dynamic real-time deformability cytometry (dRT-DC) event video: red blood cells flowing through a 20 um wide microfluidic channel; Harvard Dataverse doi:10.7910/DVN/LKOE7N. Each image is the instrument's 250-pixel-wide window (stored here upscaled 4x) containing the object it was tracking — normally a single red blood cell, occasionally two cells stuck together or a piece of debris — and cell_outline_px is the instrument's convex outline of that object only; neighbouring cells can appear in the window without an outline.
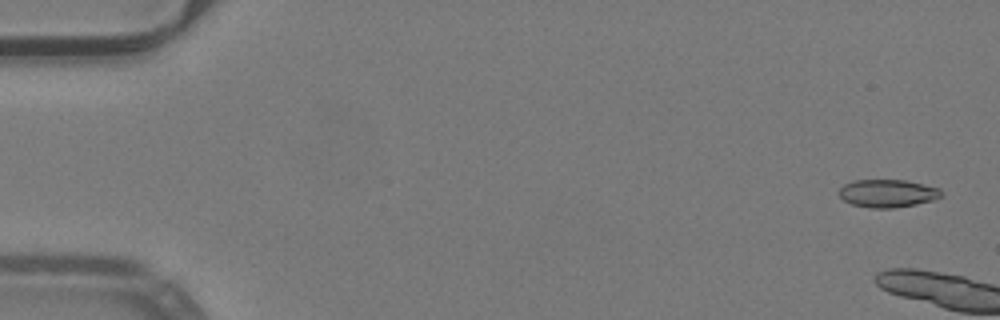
{"species": "common noctule bat (a hibernating species)", "species_latin": "Nyctalus noctula", "temperature_condition": "warm", "stored_images_in_passage": 5, "camera_frame_rate_fps": 3000, "um_per_image_px": 0.085, "animal": {"sex": "male", "body_mass_g": 19.2, "forearm_length_mm": 51.8}, "frame": {"image": 1, "passage_image": 2, "time_ms": 0.333, "image_size_px": [1000, 320], "cell_outline_px": [[944, 196], [936, 200], [916, 204], [892, 208], [868, 208], [852, 204], [844, 200], [840, 196], [840, 188], [844, 184], [852, 180], [904, 180], [940, 188], [944, 192]], "centroid_in_image_um": [75.5, 16.44], "position_along_channel_um": 9.5, "area_um2": 16.76}}